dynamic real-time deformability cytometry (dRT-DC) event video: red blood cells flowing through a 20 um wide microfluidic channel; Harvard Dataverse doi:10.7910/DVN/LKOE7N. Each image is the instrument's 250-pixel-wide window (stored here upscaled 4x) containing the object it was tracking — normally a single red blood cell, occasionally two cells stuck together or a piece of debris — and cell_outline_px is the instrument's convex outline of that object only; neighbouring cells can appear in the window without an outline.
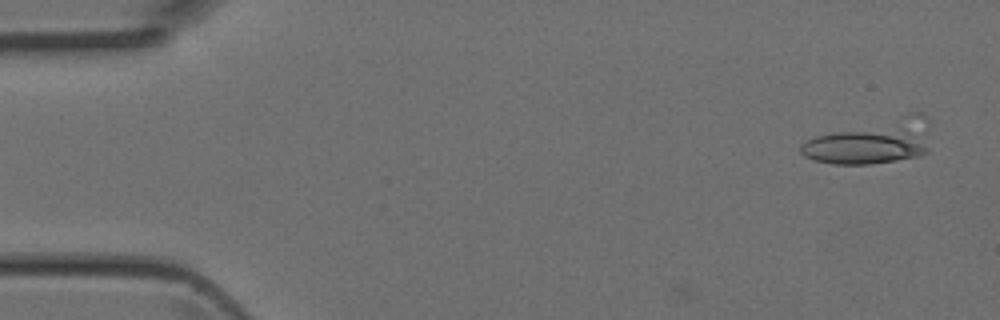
{"species": "Egyptian fruit bat (a non-hibernating species)", "species_latin": "Rousettus aegyptiacus", "temperature_condition": "room temperature", "stored_images_in_passage": 4, "camera_frame_rate_fps": 3000, "um_per_image_px": 0.085, "animal": {"sex": "female"}, "frame": {"image": 1, "passage_image": 1, "time_ms": 0.0, "image_size_px": [1000, 320], "cell_outline_px": [[928, 152], [920, 156], [896, 160], [868, 164], [832, 164], [816, 160], [804, 156], [800, 152], [800, 144], [816, 136], [836, 132], [864, 132], [888, 136], [904, 140], [928, 148]], "centroid_in_image_um": [73.02, 12.62], "position_along_channel_um": 12.0, "area_um2": 22.2}}
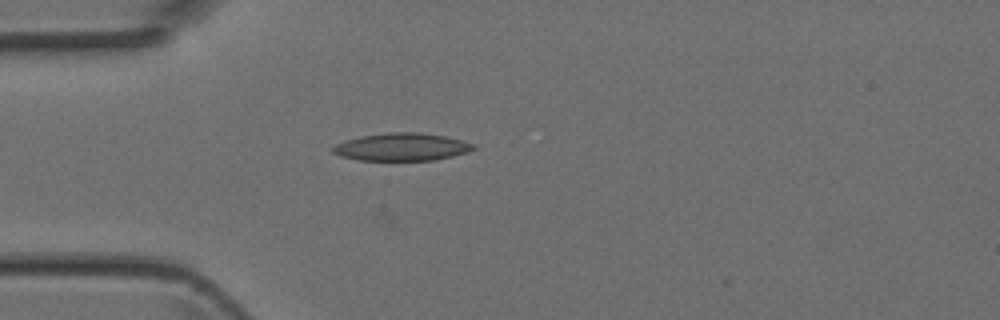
{"frame": {"image": 2, "passage_image": 4, "time_ms": 1.0, "image_size_px": [1000, 320], "cell_outline_px": [[476, 148], [468, 152], [452, 156], [432, 160], [360, 160], [340, 156], [332, 152], [332, 148], [336, 144], [344, 140], [360, 136], [388, 132], [416, 132], [448, 136], [476, 144]], "centroid_in_image_um": [34.16, 12.48], "position_along_channel_um": 50.8, "area_um2": 22.77}}